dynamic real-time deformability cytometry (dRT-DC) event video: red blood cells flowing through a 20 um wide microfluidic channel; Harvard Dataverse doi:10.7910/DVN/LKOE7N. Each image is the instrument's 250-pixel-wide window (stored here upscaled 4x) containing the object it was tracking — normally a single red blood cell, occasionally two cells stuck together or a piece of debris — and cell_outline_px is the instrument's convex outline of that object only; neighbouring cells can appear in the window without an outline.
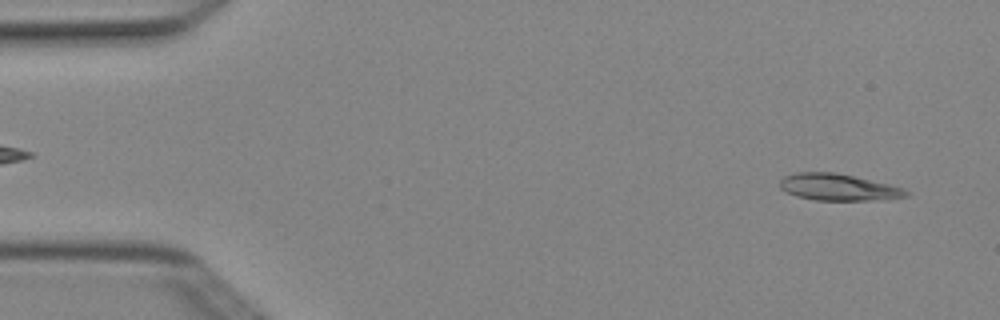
{"species": "Egyptian fruit bat (a non-hibernating species)", "species_latin": "Rousettus aegyptiacus", "temperature_condition": "cold", "stored_images_in_passage": 5, "segment_of_instrument_passage": [2, 2], "camera_frame_rate_fps": 3000, "um_per_image_px": 0.085, "animal": {"sex": "female"}, "frame": {"image": 1, "passage_image": 5, "time_ms": 1.333, "image_size_px": [1000, 320], "cell_outline_px": [[908, 196], [884, 200], [816, 200], [796, 196], [780, 188], [780, 180], [784, 176], [796, 172], [836, 172], [888, 184], [904, 188], [908, 192]], "centroid_in_image_um": [71.26, 15.91], "position_along_channel_um": 13.7, "area_um2": 19.59}}